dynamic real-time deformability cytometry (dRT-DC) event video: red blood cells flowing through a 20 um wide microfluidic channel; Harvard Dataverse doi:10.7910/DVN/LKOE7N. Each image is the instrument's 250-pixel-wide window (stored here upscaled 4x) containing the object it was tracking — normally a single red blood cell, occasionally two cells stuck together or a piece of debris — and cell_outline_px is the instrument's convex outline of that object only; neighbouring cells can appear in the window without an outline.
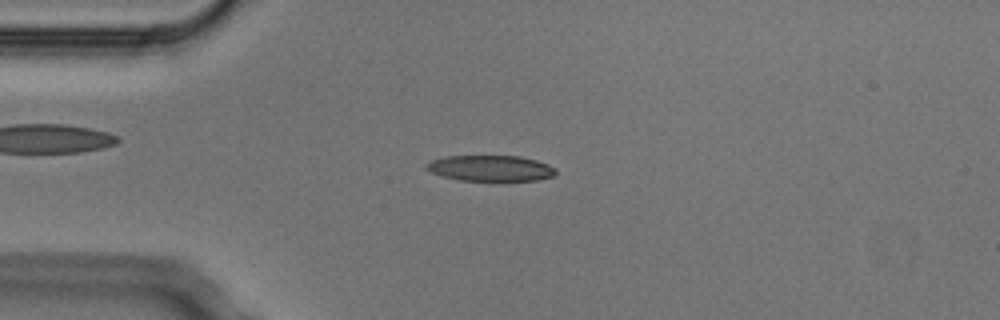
{"species": "Egyptian fruit bat (a non-hibernating species)", "species_latin": "Rousettus aegyptiacus", "temperature_condition": "cold", "stored_images_in_passage": 5, "camera_frame_rate_fps": 3000, "um_per_image_px": 0.085, "animal": {"sex": "male"}, "frame": {"image": 1, "passage_image": 1, "time_ms": 0.0, "image_size_px": [1000, 320], "cell_outline_px": [[556, 172], [552, 176], [536, 180], [460, 180], [444, 176], [432, 172], [424, 168], [424, 164], [432, 160], [444, 156], [520, 156], [536, 160], [548, 164], [556, 168]], "centroid_in_image_um": [41.68, 14.28], "position_along_channel_um": 43.3, "area_um2": 19.31}}
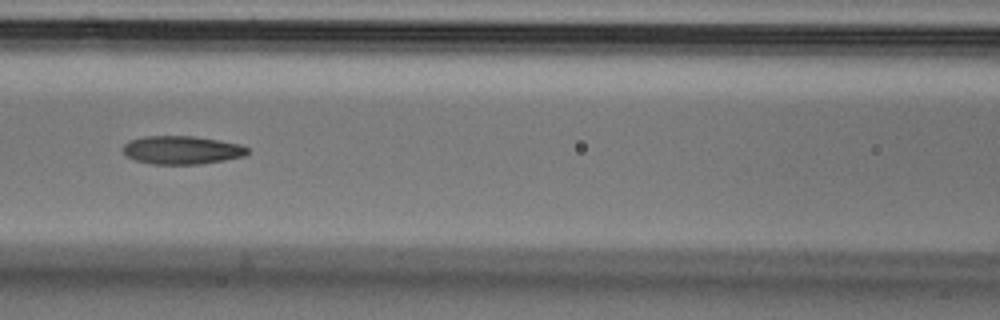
{"frame": {"image": 2, "passage_image": 4, "time_ms": 1.0, "image_size_px": [1000, 320], "cell_outline_px": [[248, 152], [244, 156], [224, 160], [200, 164], [152, 164], [136, 160], [128, 156], [120, 148], [128, 140], [144, 136], [192, 136], [220, 140], [240, 144], [248, 148]], "centroid_in_image_um": [15.43, 12.74], "position_along_channel_um": 151.2, "area_um2": 20.58}}
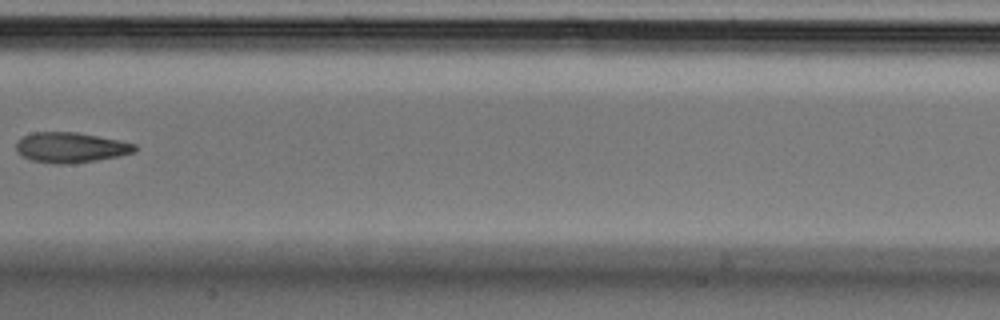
{"frame": {"image": 3, "passage_image": 5, "time_ms": 1.333, "image_size_px": [1000, 320], "cell_outline_px": [[136, 152], [120, 156], [96, 160], [64, 164], [52, 164], [32, 160], [16, 152], [16, 144], [24, 136], [32, 132], [76, 132], [120, 140], [136, 144]], "centroid_in_image_um": [6.03, 12.53], "position_along_channel_um": 201.4, "area_um2": 20.87}}